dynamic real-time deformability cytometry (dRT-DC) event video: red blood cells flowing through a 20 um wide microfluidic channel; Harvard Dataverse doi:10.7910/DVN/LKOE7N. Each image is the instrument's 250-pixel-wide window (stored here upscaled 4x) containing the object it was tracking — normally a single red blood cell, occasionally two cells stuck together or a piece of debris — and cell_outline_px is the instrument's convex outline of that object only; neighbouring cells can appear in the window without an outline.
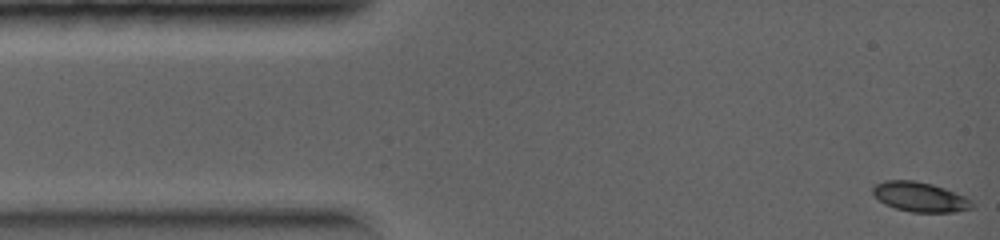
{"species": "common noctule bat (a hibernating species)", "species_latin": "Nyctalus noctula", "temperature_condition": "warm", "stored_images_in_passage": 4, "camera_frame_rate_fps": 5000, "um_per_image_px": 0.085, "animal": {"sex": "female", "body_mass_g": 19.0, "forearm_length_mm": 56.7}, "frame": {"image": 1, "passage_image": 1, "time_ms": 0.0, "image_size_px": [1000, 240], "cell_outline_px": [[976, 204], [972, 208], [956, 212], [912, 212], [896, 208], [884, 204], [872, 192], [872, 188], [876, 184], [884, 180], [912, 180], [932, 184], [944, 188], [964, 196]], "centroid_in_image_um": [78.21, 16.74], "position_along_channel_um": 6.8, "area_um2": 17.11}}
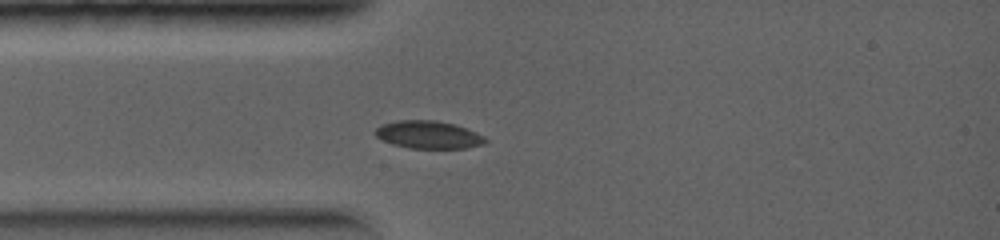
{"frame": {"image": 2, "passage_image": 4, "time_ms": 2.0, "image_size_px": [1000, 240], "cell_outline_px": [[488, 140], [484, 144], [464, 148], [408, 148], [392, 144], [376, 136], [372, 132], [380, 124], [396, 120], [436, 120], [456, 124], [476, 132], [484, 136]], "centroid_in_image_um": [36.4, 11.44], "position_along_channel_um": 48.6, "area_um2": 17.98}}